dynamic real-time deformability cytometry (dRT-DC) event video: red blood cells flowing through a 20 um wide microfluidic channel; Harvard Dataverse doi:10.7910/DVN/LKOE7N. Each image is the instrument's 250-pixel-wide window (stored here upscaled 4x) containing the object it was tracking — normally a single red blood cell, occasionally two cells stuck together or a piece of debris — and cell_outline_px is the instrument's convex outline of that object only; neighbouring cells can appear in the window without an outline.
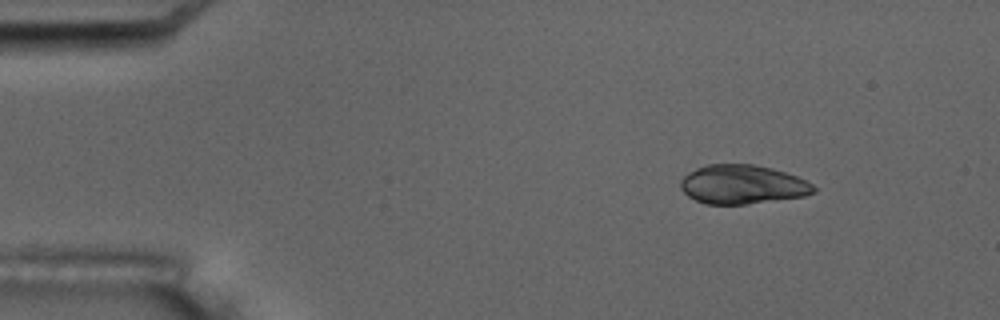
{"species": "common noctule bat (a hibernating species)", "species_latin": "Nyctalus noctula", "temperature_condition": "room temperature", "stored_images_in_passage": 8, "camera_frame_rate_fps": 3000, "um_per_image_px": 0.085, "animal": {"sex": "male", "body_mass_g": 17.5, "forearm_length_mm": 52.3}, "frame": {"image": 1, "passage_image": 3, "time_ms": 2.0, "image_size_px": [1000, 320], "cell_outline_px": [[816, 192], [804, 196], [744, 204], [704, 204], [688, 196], [680, 188], [680, 180], [688, 172], [696, 168], [708, 164], [752, 164], [772, 168], [796, 176], [812, 184], [816, 188]], "centroid_in_image_um": [63.08, 15.68], "position_along_channel_um": 21.9, "area_um2": 30.17}}